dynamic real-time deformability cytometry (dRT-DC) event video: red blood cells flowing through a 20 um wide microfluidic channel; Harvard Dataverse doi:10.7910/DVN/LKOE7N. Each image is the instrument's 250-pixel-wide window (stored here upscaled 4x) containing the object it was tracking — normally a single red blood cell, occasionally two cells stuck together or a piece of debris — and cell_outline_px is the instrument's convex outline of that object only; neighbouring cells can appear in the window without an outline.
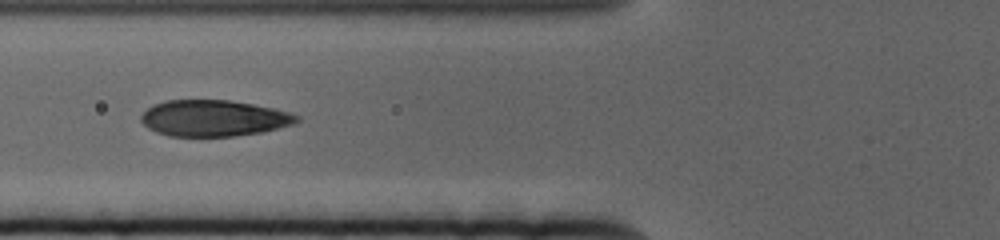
{"species": "human", "species_latin": "Homo sapiens", "temperature_condition": "cold", "stored_images_in_passage": 20, "camera_frame_rate_fps": 3000, "um_per_image_px": 0.085, "donor": {"sex": "female"}, "frame": {"image": 1, "passage_image": 6, "time_ms": 1.667, "image_size_px": [1000, 240], "cell_outline_px": [[300, 120], [292, 124], [260, 132], [236, 136], [168, 136], [156, 132], [148, 128], [140, 120], [140, 116], [152, 104], [164, 100], [228, 100], [252, 104], [272, 108], [288, 112], [300, 116]], "centroid_in_image_um": [18.12, 10.04], "position_along_channel_um": 107.7, "area_um2": 32.77}}
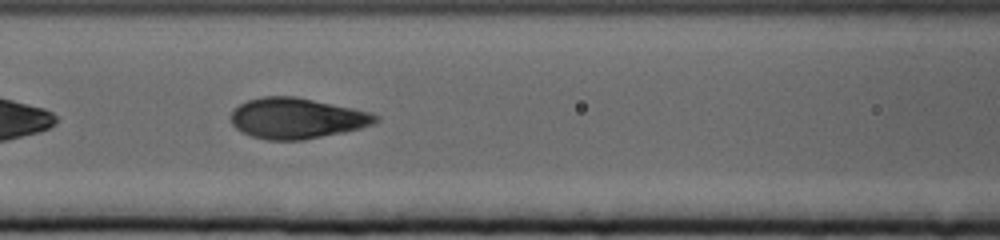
{"frame": {"image": 2, "passage_image": 9, "time_ms": 2.667, "image_size_px": [1000, 240], "cell_outline_px": [[380, 120], [372, 124], [360, 128], [344, 132], [304, 140], [268, 140], [252, 136], [236, 128], [232, 124], [232, 112], [240, 104], [248, 100], [264, 96], [296, 96], [352, 108], [368, 112], [380, 116]], "centroid_in_image_um": [25.24, 10.05], "position_along_channel_um": 141.4, "area_um2": 34.04}}
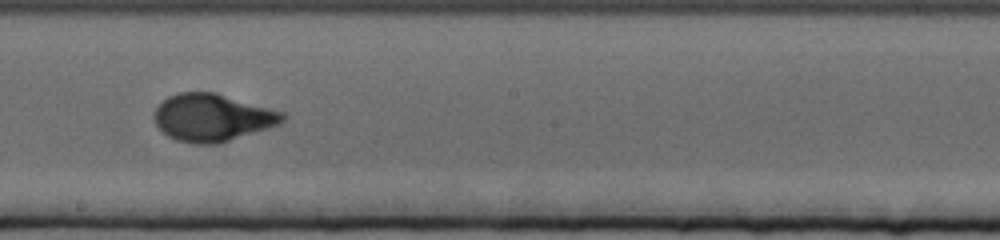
{"frame": {"image": 3, "passage_image": 17, "time_ms": 5.333, "image_size_px": [1000, 240], "cell_outline_px": [[288, 116], [280, 124], [220, 144], [192, 144], [176, 140], [168, 136], [156, 124], [152, 116], [156, 104], [168, 96], [180, 92], [216, 92], [284, 112]], "centroid_in_image_um": [18.04, 9.99], "position_along_channel_um": 230.2, "area_um2": 35.95}}